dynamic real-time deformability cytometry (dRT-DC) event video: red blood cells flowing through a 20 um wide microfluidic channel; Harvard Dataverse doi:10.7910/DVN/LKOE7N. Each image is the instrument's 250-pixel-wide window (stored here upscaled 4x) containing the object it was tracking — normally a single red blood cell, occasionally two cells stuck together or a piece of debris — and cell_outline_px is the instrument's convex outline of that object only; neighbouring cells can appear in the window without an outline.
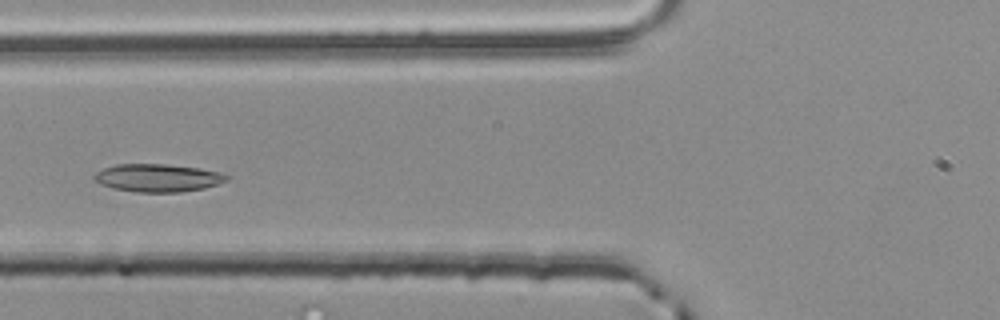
{"species": "common noctule bat (a hibernating species)", "species_latin": "Nyctalus noctula", "temperature_condition": "room temperature", "stored_images_in_passage": 42, "camera_frame_rate_fps": 3000, "um_per_image_px": 0.085, "animal": {"sex": "male", "body_mass_g": 20.4}, "frame": {"image": 1, "passage_image": 9, "time_ms": 2.667, "image_size_px": [1000, 320], "cell_outline_px": [[228, 180], [204, 188], [180, 192], [136, 192], [112, 188], [100, 184], [92, 180], [92, 176], [96, 172], [104, 168], [116, 164], [164, 164], [200, 168], [220, 172], [228, 176]], "centroid_in_image_um": [13.36, 15.12], "position_along_channel_um": 112.4, "area_um2": 21.56}}
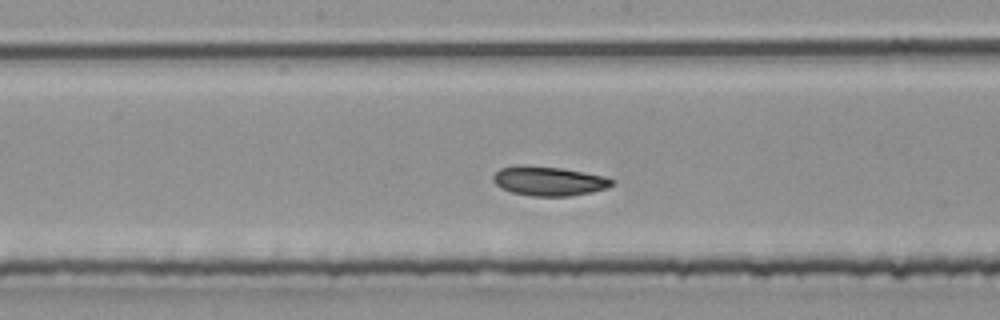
{"frame": {"image": 2, "passage_image": 16, "time_ms": 5.0, "image_size_px": [1000, 320], "cell_outline_px": [[612, 184], [608, 188], [592, 192], [568, 196], [532, 196], [512, 192], [496, 184], [492, 180], [492, 176], [500, 168], [516, 164], [524, 164], [560, 168], [584, 172], [604, 176], [612, 180]], "centroid_in_image_um": [46.61, 15.37], "position_along_channel_um": 201.6, "area_um2": 20.29}}
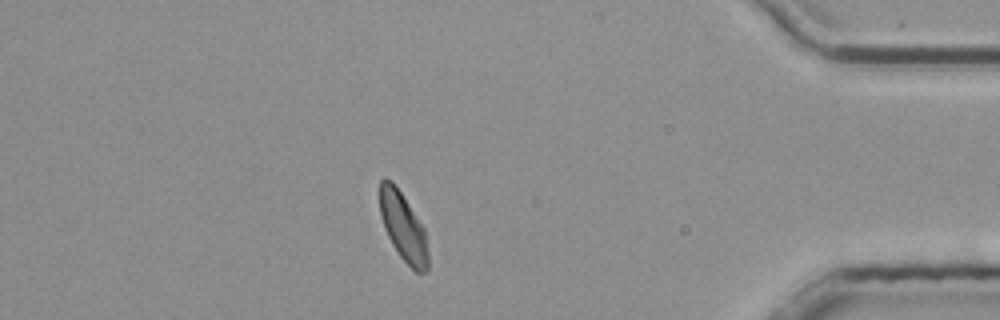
{"frame": {"image": 3, "passage_image": 35, "time_ms": 11.333, "image_size_px": [1000, 320], "cell_outline_px": [[428, 272], [416, 272], [400, 256], [392, 244], [384, 228], [380, 216], [380, 180], [392, 180], [424, 228], [428, 252]], "centroid_in_image_um": [34.27, 19.32], "position_along_channel_um": 400.9, "area_um2": 18.9}, "authors_computed_cell_mechanics": {"area_um2": 19.9988, "velocity_mm_per_s": 3.8106, "shape_relaxation_time_tau1_ms": 7.7331, "shape_relaxation_time_tau2_ms": 3.1257, "deformation_change_tau1": 0.1307, "deformation_change_tau2": 0.0662}}